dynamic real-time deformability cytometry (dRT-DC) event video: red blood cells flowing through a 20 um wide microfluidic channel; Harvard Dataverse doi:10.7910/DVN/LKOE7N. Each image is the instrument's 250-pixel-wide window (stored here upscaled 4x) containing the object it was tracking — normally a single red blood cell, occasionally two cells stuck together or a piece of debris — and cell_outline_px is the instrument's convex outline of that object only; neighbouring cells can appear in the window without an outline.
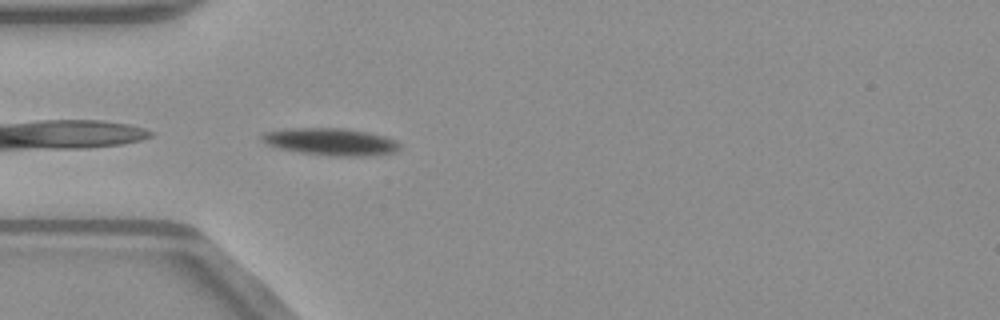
{"species": "common noctule bat (a hibernating species)", "species_latin": "Nyctalus noctula", "temperature_condition": "warm", "stored_images_in_passage": 38, "camera_frame_rate_fps": 3000, "um_per_image_px": 0.085, "animal": {"sex": "male", "body_mass_g": 23.1, "forearm_length_mm": 52.7}, "frame": {"image": 1, "passage_image": 1, "time_ms": 0.0, "image_size_px": [1000, 320], "cell_outline_px": [[400, 148], [392, 152], [368, 156], [332, 156], [300, 152], [280, 148], [268, 144], [260, 136], [264, 132], [284, 128], [344, 128], [368, 132], [384, 136], [396, 140], [400, 144]], "centroid_in_image_um": [28.13, 12.04], "position_along_channel_um": 56.9, "area_um2": 21.73}}
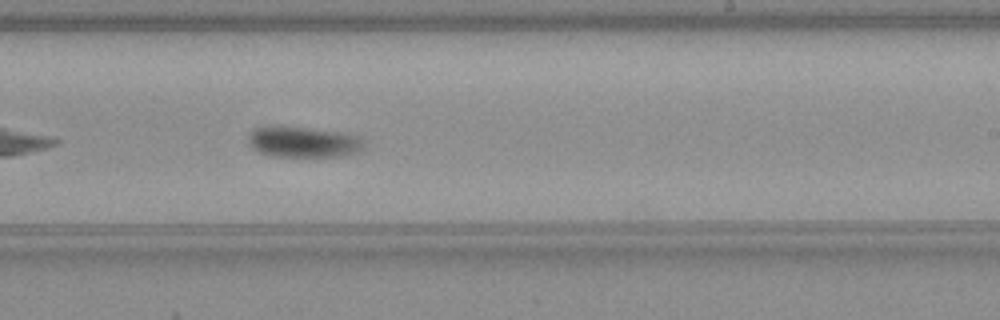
{"frame": {"image": 2, "passage_image": 17, "time_ms": 5.333, "image_size_px": [1000, 320], "cell_outline_px": [[364, 148], [360, 152], [344, 156], [268, 156], [252, 148], [248, 140], [248, 136], [252, 128], [308, 128], [348, 132], [360, 136], [364, 144]], "centroid_in_image_um": [25.87, 12.09], "position_along_channel_um": 263.1, "area_um2": 20.69}}
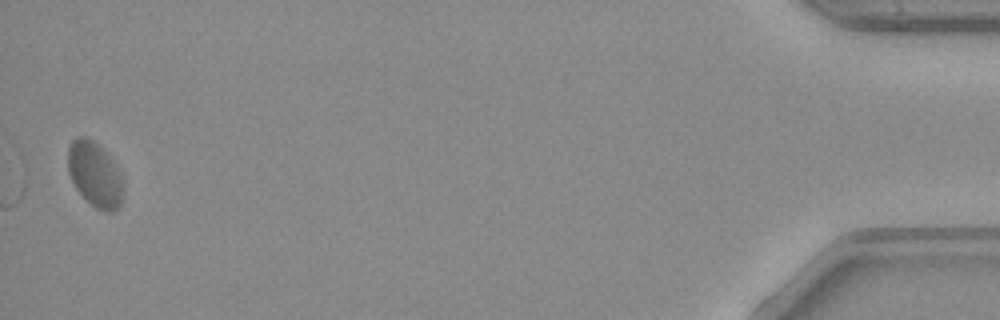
{"frame": {"image": 3, "passage_image": 37, "time_ms": 12.0, "image_size_px": [1000, 320], "cell_outline_px": [[120, 204], [112, 212], [104, 212], [96, 208], [76, 188], [68, 172], [68, 148], [72, 140], [76, 136], [84, 136], [92, 140], [112, 160], [120, 172]], "centroid_in_image_um": [8.01, 14.8], "position_along_channel_um": 427.2, "area_um2": 20.17}, "authors_computed_cell_mechanics": {"area_um2": 20.6057, "velocity_mm_per_s": 3.9534, "shape_relaxation_time_tau1_ms": 2.7112, "shape_relaxation_time_tau2_ms": 3.0367, "deformation_change_tau1": 0.1204, "deformation_change_tau2": 0.0528}}